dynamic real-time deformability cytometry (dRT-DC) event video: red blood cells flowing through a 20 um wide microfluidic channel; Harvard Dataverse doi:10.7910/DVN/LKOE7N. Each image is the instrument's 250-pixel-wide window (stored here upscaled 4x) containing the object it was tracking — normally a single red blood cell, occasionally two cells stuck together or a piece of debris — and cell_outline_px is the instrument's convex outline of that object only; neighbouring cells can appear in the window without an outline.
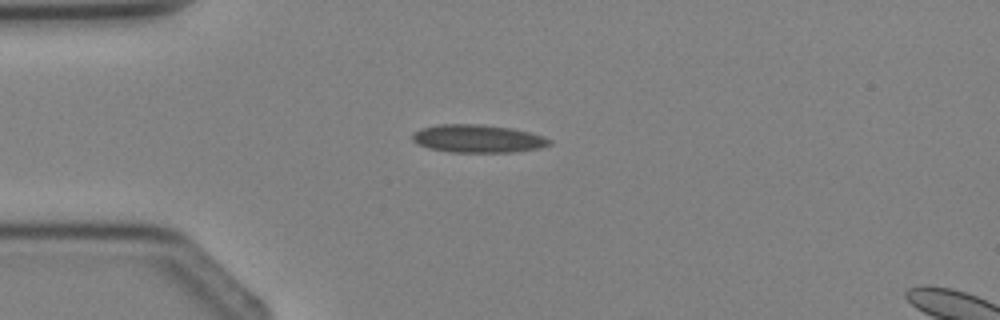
{"species": "Egyptian fruit bat (a non-hibernating species)", "species_latin": "Rousettus aegyptiacus", "temperature_condition": "cold", "stored_images_in_passage": 3, "camera_frame_rate_fps": 3000, "um_per_image_px": 0.085, "animal": {"sex": "female"}, "frame": {"image": 1, "passage_image": 2, "time_ms": 1.333, "image_size_px": [1000, 320], "cell_outline_px": [[552, 144], [540, 148], [512, 152], [448, 152], [428, 148], [416, 144], [412, 140], [412, 132], [420, 128], [436, 124], [480, 124], [512, 128], [544, 136], [552, 140]], "centroid_in_image_um": [40.58, 11.78], "position_along_channel_um": 44.4, "area_um2": 22.6}}